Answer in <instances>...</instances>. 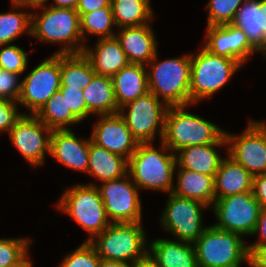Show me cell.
<instances>
[{
    "mask_svg": "<svg viewBox=\"0 0 266 267\" xmlns=\"http://www.w3.org/2000/svg\"><path fill=\"white\" fill-rule=\"evenodd\" d=\"M42 10L36 13V10ZM31 36L40 42L62 44L53 54H80L84 42L80 31V15L76 9L50 7L48 4L31 8ZM40 14V15H39Z\"/></svg>",
    "mask_w": 266,
    "mask_h": 267,
    "instance_id": "obj_1",
    "label": "cell"
},
{
    "mask_svg": "<svg viewBox=\"0 0 266 267\" xmlns=\"http://www.w3.org/2000/svg\"><path fill=\"white\" fill-rule=\"evenodd\" d=\"M160 144L156 148L153 143H139L128 160V173L139 190L169 194L175 184L176 154L162 141Z\"/></svg>",
    "mask_w": 266,
    "mask_h": 267,
    "instance_id": "obj_2",
    "label": "cell"
},
{
    "mask_svg": "<svg viewBox=\"0 0 266 267\" xmlns=\"http://www.w3.org/2000/svg\"><path fill=\"white\" fill-rule=\"evenodd\" d=\"M158 59L157 52L146 65L149 92L168 107L189 105L191 52L180 57Z\"/></svg>",
    "mask_w": 266,
    "mask_h": 267,
    "instance_id": "obj_3",
    "label": "cell"
},
{
    "mask_svg": "<svg viewBox=\"0 0 266 267\" xmlns=\"http://www.w3.org/2000/svg\"><path fill=\"white\" fill-rule=\"evenodd\" d=\"M192 106L168 107L161 141L174 154L188 146L216 143L225 135L226 130L186 110Z\"/></svg>",
    "mask_w": 266,
    "mask_h": 267,
    "instance_id": "obj_4",
    "label": "cell"
},
{
    "mask_svg": "<svg viewBox=\"0 0 266 267\" xmlns=\"http://www.w3.org/2000/svg\"><path fill=\"white\" fill-rule=\"evenodd\" d=\"M243 65L234 59L214 55L203 46L191 53L190 104L209 99L234 76Z\"/></svg>",
    "mask_w": 266,
    "mask_h": 267,
    "instance_id": "obj_5",
    "label": "cell"
},
{
    "mask_svg": "<svg viewBox=\"0 0 266 267\" xmlns=\"http://www.w3.org/2000/svg\"><path fill=\"white\" fill-rule=\"evenodd\" d=\"M147 236L142 222L111 223L90 243L101 259L134 264L149 251Z\"/></svg>",
    "mask_w": 266,
    "mask_h": 267,
    "instance_id": "obj_6",
    "label": "cell"
},
{
    "mask_svg": "<svg viewBox=\"0 0 266 267\" xmlns=\"http://www.w3.org/2000/svg\"><path fill=\"white\" fill-rule=\"evenodd\" d=\"M55 203L59 212L69 215L89 234L85 241L90 242L111 224L100 191L94 184L82 183L70 186Z\"/></svg>",
    "mask_w": 266,
    "mask_h": 267,
    "instance_id": "obj_7",
    "label": "cell"
},
{
    "mask_svg": "<svg viewBox=\"0 0 266 267\" xmlns=\"http://www.w3.org/2000/svg\"><path fill=\"white\" fill-rule=\"evenodd\" d=\"M244 237L235 232L206 226L193 243L199 267H241L248 264L249 251Z\"/></svg>",
    "mask_w": 266,
    "mask_h": 267,
    "instance_id": "obj_8",
    "label": "cell"
},
{
    "mask_svg": "<svg viewBox=\"0 0 266 267\" xmlns=\"http://www.w3.org/2000/svg\"><path fill=\"white\" fill-rule=\"evenodd\" d=\"M207 209L209 207L199 201L171 192L159 221L163 230L169 232L175 240L194 243L206 229L202 211L204 213Z\"/></svg>",
    "mask_w": 266,
    "mask_h": 267,
    "instance_id": "obj_9",
    "label": "cell"
},
{
    "mask_svg": "<svg viewBox=\"0 0 266 267\" xmlns=\"http://www.w3.org/2000/svg\"><path fill=\"white\" fill-rule=\"evenodd\" d=\"M167 110L163 101L148 92L122 106L119 114L138 143H153L156 137L162 140Z\"/></svg>",
    "mask_w": 266,
    "mask_h": 267,
    "instance_id": "obj_10",
    "label": "cell"
},
{
    "mask_svg": "<svg viewBox=\"0 0 266 267\" xmlns=\"http://www.w3.org/2000/svg\"><path fill=\"white\" fill-rule=\"evenodd\" d=\"M87 184L98 187L111 223H136L143 220L140 190L129 173L118 179L104 181L100 185L92 181Z\"/></svg>",
    "mask_w": 266,
    "mask_h": 267,
    "instance_id": "obj_11",
    "label": "cell"
},
{
    "mask_svg": "<svg viewBox=\"0 0 266 267\" xmlns=\"http://www.w3.org/2000/svg\"><path fill=\"white\" fill-rule=\"evenodd\" d=\"M227 153L253 176L266 173V123L249 119L239 134L225 131Z\"/></svg>",
    "mask_w": 266,
    "mask_h": 267,
    "instance_id": "obj_12",
    "label": "cell"
},
{
    "mask_svg": "<svg viewBox=\"0 0 266 267\" xmlns=\"http://www.w3.org/2000/svg\"><path fill=\"white\" fill-rule=\"evenodd\" d=\"M211 208L216 218L214 227L243 237L252 236L261 210L252 192L220 198Z\"/></svg>",
    "mask_w": 266,
    "mask_h": 267,
    "instance_id": "obj_13",
    "label": "cell"
},
{
    "mask_svg": "<svg viewBox=\"0 0 266 267\" xmlns=\"http://www.w3.org/2000/svg\"><path fill=\"white\" fill-rule=\"evenodd\" d=\"M60 87V54H52L22 79L19 107H25L30 111L28 114L35 115Z\"/></svg>",
    "mask_w": 266,
    "mask_h": 267,
    "instance_id": "obj_14",
    "label": "cell"
},
{
    "mask_svg": "<svg viewBox=\"0 0 266 267\" xmlns=\"http://www.w3.org/2000/svg\"><path fill=\"white\" fill-rule=\"evenodd\" d=\"M52 130L35 115L23 114L8 133L9 140L33 168L45 164L50 155Z\"/></svg>",
    "mask_w": 266,
    "mask_h": 267,
    "instance_id": "obj_15",
    "label": "cell"
},
{
    "mask_svg": "<svg viewBox=\"0 0 266 267\" xmlns=\"http://www.w3.org/2000/svg\"><path fill=\"white\" fill-rule=\"evenodd\" d=\"M91 140L106 150L118 154L127 160L133 155L139 143L119 114L97 115Z\"/></svg>",
    "mask_w": 266,
    "mask_h": 267,
    "instance_id": "obj_16",
    "label": "cell"
},
{
    "mask_svg": "<svg viewBox=\"0 0 266 267\" xmlns=\"http://www.w3.org/2000/svg\"><path fill=\"white\" fill-rule=\"evenodd\" d=\"M202 46L214 55L239 61L243 67L257 51L247 40L246 33L231 24L207 26Z\"/></svg>",
    "mask_w": 266,
    "mask_h": 267,
    "instance_id": "obj_17",
    "label": "cell"
},
{
    "mask_svg": "<svg viewBox=\"0 0 266 267\" xmlns=\"http://www.w3.org/2000/svg\"><path fill=\"white\" fill-rule=\"evenodd\" d=\"M90 137L80 138L71 129L53 130L50 139V156L63 166L87 174Z\"/></svg>",
    "mask_w": 266,
    "mask_h": 267,
    "instance_id": "obj_18",
    "label": "cell"
},
{
    "mask_svg": "<svg viewBox=\"0 0 266 267\" xmlns=\"http://www.w3.org/2000/svg\"><path fill=\"white\" fill-rule=\"evenodd\" d=\"M150 24L117 29L115 37L126 53L129 63L146 66L158 52V40Z\"/></svg>",
    "mask_w": 266,
    "mask_h": 267,
    "instance_id": "obj_19",
    "label": "cell"
},
{
    "mask_svg": "<svg viewBox=\"0 0 266 267\" xmlns=\"http://www.w3.org/2000/svg\"><path fill=\"white\" fill-rule=\"evenodd\" d=\"M91 47L85 45L82 53L98 75L112 78L129 64L126 53L116 37L97 39L95 45Z\"/></svg>",
    "mask_w": 266,
    "mask_h": 267,
    "instance_id": "obj_20",
    "label": "cell"
},
{
    "mask_svg": "<svg viewBox=\"0 0 266 267\" xmlns=\"http://www.w3.org/2000/svg\"><path fill=\"white\" fill-rule=\"evenodd\" d=\"M224 146L227 147L225 135L216 143L185 147L176 153V168L215 176L224 158L216 149Z\"/></svg>",
    "mask_w": 266,
    "mask_h": 267,
    "instance_id": "obj_21",
    "label": "cell"
},
{
    "mask_svg": "<svg viewBox=\"0 0 266 267\" xmlns=\"http://www.w3.org/2000/svg\"><path fill=\"white\" fill-rule=\"evenodd\" d=\"M148 253L160 267H199L193 243L156 238L149 242Z\"/></svg>",
    "mask_w": 266,
    "mask_h": 267,
    "instance_id": "obj_22",
    "label": "cell"
},
{
    "mask_svg": "<svg viewBox=\"0 0 266 267\" xmlns=\"http://www.w3.org/2000/svg\"><path fill=\"white\" fill-rule=\"evenodd\" d=\"M118 108L149 92L147 67L129 63L112 77Z\"/></svg>",
    "mask_w": 266,
    "mask_h": 267,
    "instance_id": "obj_23",
    "label": "cell"
},
{
    "mask_svg": "<svg viewBox=\"0 0 266 267\" xmlns=\"http://www.w3.org/2000/svg\"><path fill=\"white\" fill-rule=\"evenodd\" d=\"M176 184L172 193L177 196L193 199L210 207L216 200L215 176L204 175L183 168L175 169Z\"/></svg>",
    "mask_w": 266,
    "mask_h": 267,
    "instance_id": "obj_24",
    "label": "cell"
},
{
    "mask_svg": "<svg viewBox=\"0 0 266 267\" xmlns=\"http://www.w3.org/2000/svg\"><path fill=\"white\" fill-rule=\"evenodd\" d=\"M253 175L228 154L215 174L216 200L239 193L252 192Z\"/></svg>",
    "mask_w": 266,
    "mask_h": 267,
    "instance_id": "obj_25",
    "label": "cell"
},
{
    "mask_svg": "<svg viewBox=\"0 0 266 267\" xmlns=\"http://www.w3.org/2000/svg\"><path fill=\"white\" fill-rule=\"evenodd\" d=\"M265 20L266 12L261 7L260 0H247L238 10L232 22L246 33L251 46L264 59L266 58V38L262 28H265Z\"/></svg>",
    "mask_w": 266,
    "mask_h": 267,
    "instance_id": "obj_26",
    "label": "cell"
},
{
    "mask_svg": "<svg viewBox=\"0 0 266 267\" xmlns=\"http://www.w3.org/2000/svg\"><path fill=\"white\" fill-rule=\"evenodd\" d=\"M128 173V160L95 144L90 137L87 174L101 183L121 178Z\"/></svg>",
    "mask_w": 266,
    "mask_h": 267,
    "instance_id": "obj_27",
    "label": "cell"
},
{
    "mask_svg": "<svg viewBox=\"0 0 266 267\" xmlns=\"http://www.w3.org/2000/svg\"><path fill=\"white\" fill-rule=\"evenodd\" d=\"M88 111L93 115H112L119 113L111 77L95 74L83 89Z\"/></svg>",
    "mask_w": 266,
    "mask_h": 267,
    "instance_id": "obj_28",
    "label": "cell"
},
{
    "mask_svg": "<svg viewBox=\"0 0 266 267\" xmlns=\"http://www.w3.org/2000/svg\"><path fill=\"white\" fill-rule=\"evenodd\" d=\"M116 28L142 26L154 19L151 0H111Z\"/></svg>",
    "mask_w": 266,
    "mask_h": 267,
    "instance_id": "obj_29",
    "label": "cell"
},
{
    "mask_svg": "<svg viewBox=\"0 0 266 267\" xmlns=\"http://www.w3.org/2000/svg\"><path fill=\"white\" fill-rule=\"evenodd\" d=\"M95 74L91 63L83 53L60 55L61 87L83 90Z\"/></svg>",
    "mask_w": 266,
    "mask_h": 267,
    "instance_id": "obj_30",
    "label": "cell"
},
{
    "mask_svg": "<svg viewBox=\"0 0 266 267\" xmlns=\"http://www.w3.org/2000/svg\"><path fill=\"white\" fill-rule=\"evenodd\" d=\"M35 116L52 131L71 129L70 125L82 123L67 107L66 99L60 90L49 98Z\"/></svg>",
    "mask_w": 266,
    "mask_h": 267,
    "instance_id": "obj_31",
    "label": "cell"
},
{
    "mask_svg": "<svg viewBox=\"0 0 266 267\" xmlns=\"http://www.w3.org/2000/svg\"><path fill=\"white\" fill-rule=\"evenodd\" d=\"M11 7L13 11L11 9L4 13L0 12V45L11 44L23 34L31 36L32 12L25 11L31 7L13 2H11Z\"/></svg>",
    "mask_w": 266,
    "mask_h": 267,
    "instance_id": "obj_32",
    "label": "cell"
},
{
    "mask_svg": "<svg viewBox=\"0 0 266 267\" xmlns=\"http://www.w3.org/2000/svg\"><path fill=\"white\" fill-rule=\"evenodd\" d=\"M79 15L80 31L84 45H86L85 42H88V37L86 36L89 35L97 36L98 39L115 37L116 31H114V27L116 28V24L112 13V7H103Z\"/></svg>",
    "mask_w": 266,
    "mask_h": 267,
    "instance_id": "obj_33",
    "label": "cell"
},
{
    "mask_svg": "<svg viewBox=\"0 0 266 267\" xmlns=\"http://www.w3.org/2000/svg\"><path fill=\"white\" fill-rule=\"evenodd\" d=\"M32 243L25 237L0 238V267L20 265L29 256Z\"/></svg>",
    "mask_w": 266,
    "mask_h": 267,
    "instance_id": "obj_34",
    "label": "cell"
},
{
    "mask_svg": "<svg viewBox=\"0 0 266 267\" xmlns=\"http://www.w3.org/2000/svg\"><path fill=\"white\" fill-rule=\"evenodd\" d=\"M247 0H209L206 5L208 25L231 24Z\"/></svg>",
    "mask_w": 266,
    "mask_h": 267,
    "instance_id": "obj_35",
    "label": "cell"
},
{
    "mask_svg": "<svg viewBox=\"0 0 266 267\" xmlns=\"http://www.w3.org/2000/svg\"><path fill=\"white\" fill-rule=\"evenodd\" d=\"M100 260L95 247L89 241H83L64 256L58 267H99Z\"/></svg>",
    "mask_w": 266,
    "mask_h": 267,
    "instance_id": "obj_36",
    "label": "cell"
},
{
    "mask_svg": "<svg viewBox=\"0 0 266 267\" xmlns=\"http://www.w3.org/2000/svg\"><path fill=\"white\" fill-rule=\"evenodd\" d=\"M28 66V54L15 44L0 45V68L23 75Z\"/></svg>",
    "mask_w": 266,
    "mask_h": 267,
    "instance_id": "obj_37",
    "label": "cell"
},
{
    "mask_svg": "<svg viewBox=\"0 0 266 267\" xmlns=\"http://www.w3.org/2000/svg\"><path fill=\"white\" fill-rule=\"evenodd\" d=\"M19 77L21 74L0 68V99L18 103L22 90V80Z\"/></svg>",
    "mask_w": 266,
    "mask_h": 267,
    "instance_id": "obj_38",
    "label": "cell"
},
{
    "mask_svg": "<svg viewBox=\"0 0 266 267\" xmlns=\"http://www.w3.org/2000/svg\"><path fill=\"white\" fill-rule=\"evenodd\" d=\"M59 90L66 99L67 107L81 122L91 116L86 107L83 90L70 87H60Z\"/></svg>",
    "mask_w": 266,
    "mask_h": 267,
    "instance_id": "obj_39",
    "label": "cell"
},
{
    "mask_svg": "<svg viewBox=\"0 0 266 267\" xmlns=\"http://www.w3.org/2000/svg\"><path fill=\"white\" fill-rule=\"evenodd\" d=\"M17 102L0 99V133H9L10 129L26 112H19Z\"/></svg>",
    "mask_w": 266,
    "mask_h": 267,
    "instance_id": "obj_40",
    "label": "cell"
},
{
    "mask_svg": "<svg viewBox=\"0 0 266 267\" xmlns=\"http://www.w3.org/2000/svg\"><path fill=\"white\" fill-rule=\"evenodd\" d=\"M248 266L249 267H266V244L249 245Z\"/></svg>",
    "mask_w": 266,
    "mask_h": 267,
    "instance_id": "obj_41",
    "label": "cell"
},
{
    "mask_svg": "<svg viewBox=\"0 0 266 267\" xmlns=\"http://www.w3.org/2000/svg\"><path fill=\"white\" fill-rule=\"evenodd\" d=\"M252 193L261 208H266V173L253 176Z\"/></svg>",
    "mask_w": 266,
    "mask_h": 267,
    "instance_id": "obj_42",
    "label": "cell"
},
{
    "mask_svg": "<svg viewBox=\"0 0 266 267\" xmlns=\"http://www.w3.org/2000/svg\"><path fill=\"white\" fill-rule=\"evenodd\" d=\"M258 235L257 240L250 245L266 244V208H261L258 221L252 236Z\"/></svg>",
    "mask_w": 266,
    "mask_h": 267,
    "instance_id": "obj_43",
    "label": "cell"
},
{
    "mask_svg": "<svg viewBox=\"0 0 266 267\" xmlns=\"http://www.w3.org/2000/svg\"><path fill=\"white\" fill-rule=\"evenodd\" d=\"M111 0H79L77 12L85 14L103 7H111Z\"/></svg>",
    "mask_w": 266,
    "mask_h": 267,
    "instance_id": "obj_44",
    "label": "cell"
},
{
    "mask_svg": "<svg viewBox=\"0 0 266 267\" xmlns=\"http://www.w3.org/2000/svg\"><path fill=\"white\" fill-rule=\"evenodd\" d=\"M133 267H160L158 262L147 253L142 259L133 264Z\"/></svg>",
    "mask_w": 266,
    "mask_h": 267,
    "instance_id": "obj_45",
    "label": "cell"
},
{
    "mask_svg": "<svg viewBox=\"0 0 266 267\" xmlns=\"http://www.w3.org/2000/svg\"><path fill=\"white\" fill-rule=\"evenodd\" d=\"M79 0H53L50 7L76 9Z\"/></svg>",
    "mask_w": 266,
    "mask_h": 267,
    "instance_id": "obj_46",
    "label": "cell"
},
{
    "mask_svg": "<svg viewBox=\"0 0 266 267\" xmlns=\"http://www.w3.org/2000/svg\"><path fill=\"white\" fill-rule=\"evenodd\" d=\"M99 267H133V263L101 259Z\"/></svg>",
    "mask_w": 266,
    "mask_h": 267,
    "instance_id": "obj_47",
    "label": "cell"
},
{
    "mask_svg": "<svg viewBox=\"0 0 266 267\" xmlns=\"http://www.w3.org/2000/svg\"><path fill=\"white\" fill-rule=\"evenodd\" d=\"M10 2L33 8L36 6L47 4L48 0H10Z\"/></svg>",
    "mask_w": 266,
    "mask_h": 267,
    "instance_id": "obj_48",
    "label": "cell"
},
{
    "mask_svg": "<svg viewBox=\"0 0 266 267\" xmlns=\"http://www.w3.org/2000/svg\"><path fill=\"white\" fill-rule=\"evenodd\" d=\"M30 255L20 264L17 266H11V267H32L33 265V260L29 259Z\"/></svg>",
    "mask_w": 266,
    "mask_h": 267,
    "instance_id": "obj_49",
    "label": "cell"
},
{
    "mask_svg": "<svg viewBox=\"0 0 266 267\" xmlns=\"http://www.w3.org/2000/svg\"><path fill=\"white\" fill-rule=\"evenodd\" d=\"M261 7L265 10L266 12V0H260ZM264 32V36L266 38V20H265V28H262Z\"/></svg>",
    "mask_w": 266,
    "mask_h": 267,
    "instance_id": "obj_50",
    "label": "cell"
}]
</instances>
